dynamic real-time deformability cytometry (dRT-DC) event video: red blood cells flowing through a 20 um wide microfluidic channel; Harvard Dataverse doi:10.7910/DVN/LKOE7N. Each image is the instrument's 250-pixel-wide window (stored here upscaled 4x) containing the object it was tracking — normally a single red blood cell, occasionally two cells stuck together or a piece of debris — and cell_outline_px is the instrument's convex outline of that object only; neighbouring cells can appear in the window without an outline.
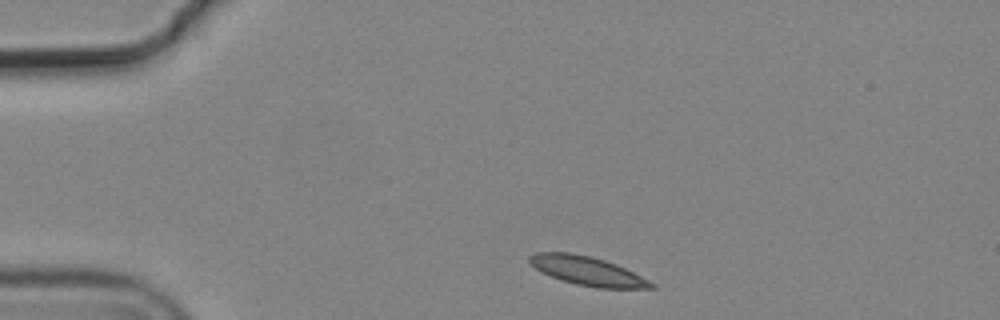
{"species": "common noctule bat (a hibernating species)", "species_latin": "Nyctalus noctula", "temperature_condition": "cold", "stored_images_in_passage": 9, "camera_frame_rate_fps": 3000, "um_per_image_px": 0.085, "animal": {"sex": "male", "body_mass_g": 19.2, "forearm_length_mm": 51.8}, "frame": {"image": 1, "passage_image": 1, "time_ms": 0.0, "image_size_px": [1000, 320], "cell_outline_px": [[656, 288], [596, 288], [576, 284], [560, 280], [536, 268], [528, 260], [528, 256], [536, 252], [572, 252], [592, 256], [616, 264], [656, 284]], "centroid_in_image_um": [49.92, 23.02], "position_along_channel_um": 35.1, "area_um2": 20.35}}
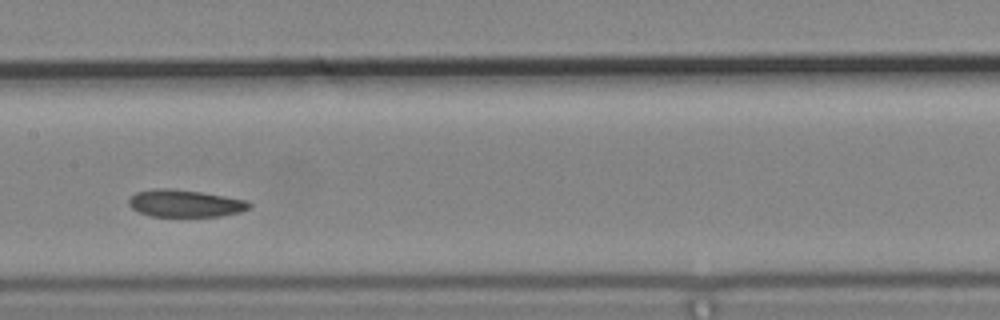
{"frame": {"image": 2, "passage_image": 6, "time_ms": 1.667, "image_size_px": [1000, 320], "cell_outline_px": [[252, 208], [240, 212], [220, 216], [152, 216], [140, 212], [132, 208], [128, 204], [128, 200], [136, 192], [156, 188], [168, 188], [200, 192], [248, 200], [252, 204]], "centroid_in_image_um": [15.77, 17.28], "position_along_channel_um": 191.6, "area_um2": 19.07}}
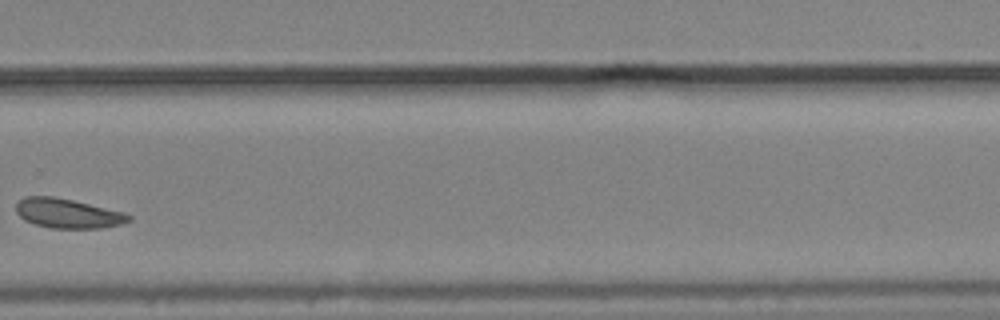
{"frame": {"image": 3, "passage_image": 9, "time_ms": 2.667, "image_size_px": [1000, 320], "cell_outline_px": [[132, 220], [124, 224], [104, 228], [52, 228], [32, 224], [24, 220], [16, 212], [16, 204], [24, 196], [52, 196], [72, 200], [124, 212], [132, 216]], "centroid_in_image_um": [5.78, 18.15], "position_along_channel_um": 324.0, "area_um2": 19.54}}